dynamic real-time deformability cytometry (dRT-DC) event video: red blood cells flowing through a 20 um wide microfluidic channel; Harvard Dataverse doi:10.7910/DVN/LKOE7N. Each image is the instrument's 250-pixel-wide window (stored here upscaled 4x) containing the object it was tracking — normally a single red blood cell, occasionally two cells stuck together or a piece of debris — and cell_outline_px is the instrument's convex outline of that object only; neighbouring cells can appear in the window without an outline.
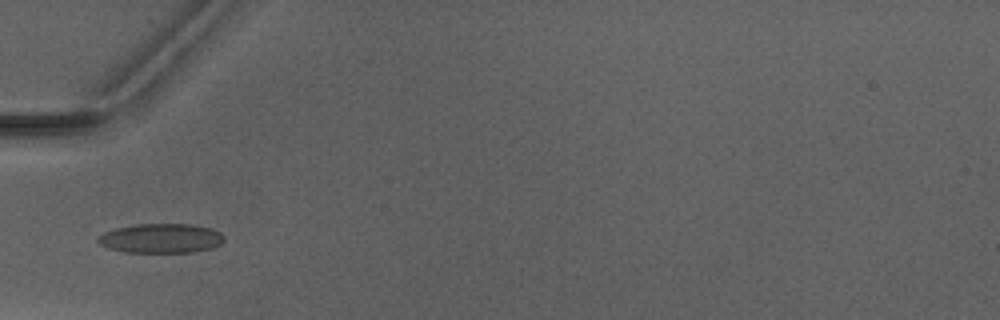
{"species": "Egyptian fruit bat (a non-hibernating species)", "species_latin": "Rousettus aegyptiacus", "temperature_condition": "warm", "stored_images_in_passage": 3, "camera_frame_rate_fps": 3000, "um_per_image_px": 0.085, "animal": {"sex": "male"}, "frame": {"image": 1, "passage_image": 3, "time_ms": 2.333, "image_size_px": [1000, 320], "cell_outline_px": [[224, 240], [220, 244], [212, 248], [192, 252], [124, 252], [108, 248], [100, 244], [96, 240], [104, 232], [116, 228], [136, 224], [192, 224], [212, 228], [220, 232], [224, 236]], "centroid_in_image_um": [13.7, 20.25], "position_along_channel_um": 71.3, "area_um2": 21.68}}